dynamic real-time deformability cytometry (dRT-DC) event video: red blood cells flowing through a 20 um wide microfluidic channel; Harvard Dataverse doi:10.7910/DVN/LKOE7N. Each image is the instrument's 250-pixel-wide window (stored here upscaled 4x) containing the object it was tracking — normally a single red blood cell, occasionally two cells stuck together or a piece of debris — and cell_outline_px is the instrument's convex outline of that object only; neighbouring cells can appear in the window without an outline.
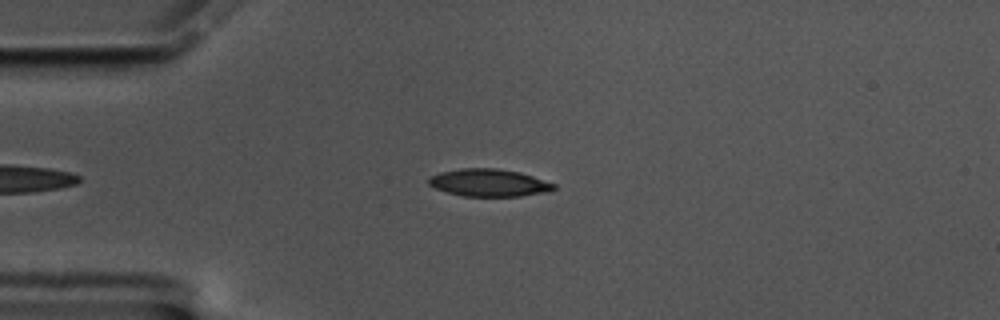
{"species": "common noctule bat (a hibernating species)", "species_latin": "Nyctalus noctula", "temperature_condition": "cold", "stored_images_in_passage": 51, "camera_frame_rate_fps": 3000, "um_per_image_px": 0.085, "animal": {"sex": "male", "body_mass_g": 17.5, "forearm_length_mm": 52.3}, "frame": {"image": 1, "passage_image": 6, "time_ms": 1.667, "image_size_px": [1000, 320], "cell_outline_px": [[556, 188], [548, 192], [520, 196], [464, 196], [448, 192], [436, 188], [428, 184], [428, 180], [432, 176], [440, 172], [460, 168], [496, 168], [520, 172], [556, 184]], "centroid_in_image_um": [41.59, 15.53], "position_along_channel_um": 43.4, "area_um2": 19.94}}
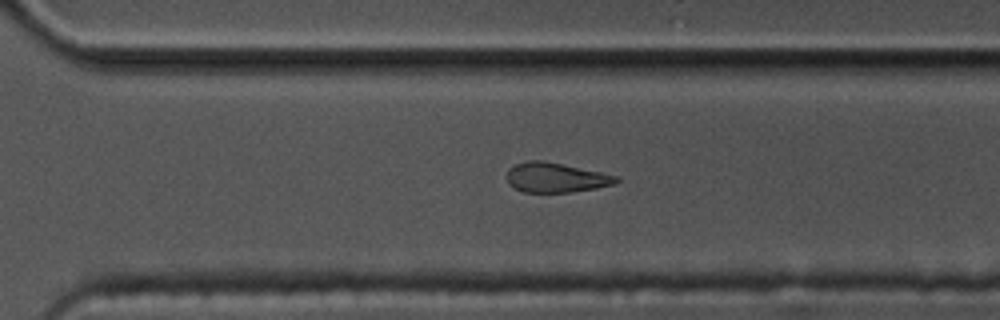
{"frame": {"image": 2, "passage_image": 33, "time_ms": 10.667, "image_size_px": [1000, 320], "cell_outline_px": [[620, 180], [612, 184], [596, 188], [572, 192], [524, 192], [508, 184], [508, 168], [512, 164], [528, 160], [544, 160], [620, 176]], "centroid_in_image_um": [47.23, 15.08], "position_along_channel_um": 323.4, "area_um2": 19.02}}
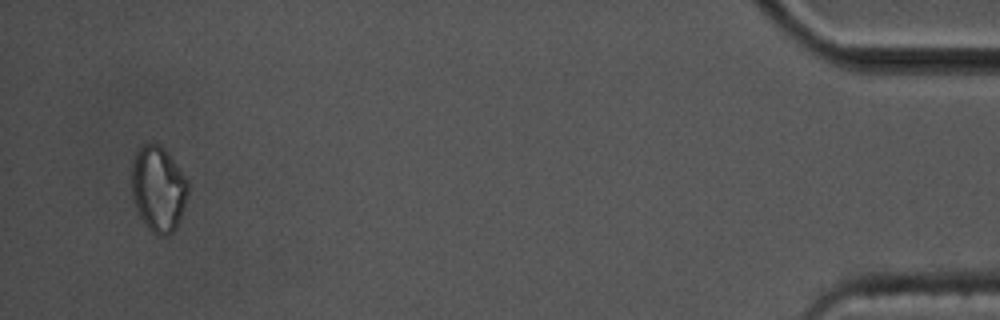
{"frame": {"image": 3, "passage_image": 49, "time_ms": 16.0, "image_size_px": [1000, 320], "cell_outline_px": [[188, 192], [180, 220], [176, 228], [168, 236], [156, 236], [148, 228], [140, 216], [136, 208], [132, 196], [132, 160], [136, 148], [152, 140], [160, 144], [168, 152], [188, 180]], "centroid_in_image_um": [13.44, 16.01], "position_along_channel_um": 421.8, "area_um2": 28.61}, "authors_computed_cell_mechanics": {"area_um2": 20.519, "velocity_mm_per_s": 3.336, "shape_relaxation_time_tau1_ms": 4.5112, "shape_relaxation_time_tau2_ms": null, "deformation_change_tau1": 0.1263, "deformation_change_tau2": null}}